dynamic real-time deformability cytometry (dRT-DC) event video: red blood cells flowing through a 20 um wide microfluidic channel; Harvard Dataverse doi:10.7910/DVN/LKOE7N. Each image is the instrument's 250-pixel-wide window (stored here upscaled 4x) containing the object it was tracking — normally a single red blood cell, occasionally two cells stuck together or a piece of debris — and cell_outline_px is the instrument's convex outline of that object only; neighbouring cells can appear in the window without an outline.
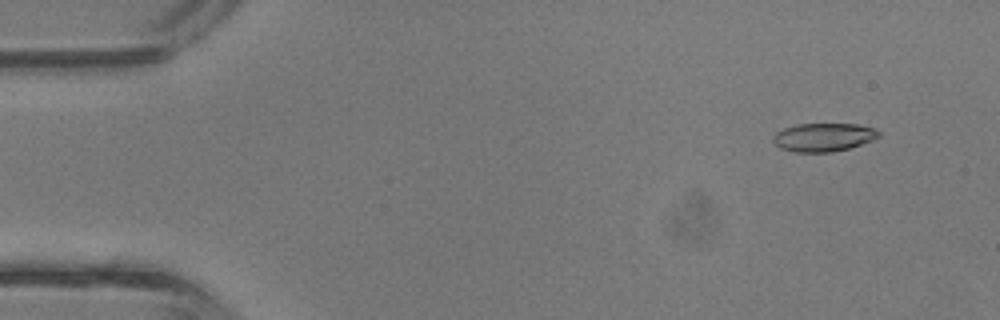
{"species": "common noctule bat (a hibernating species)", "species_latin": "Nyctalus noctula", "temperature_condition": "room temperature", "stored_images_in_passage": 4, "camera_frame_rate_fps": 3000, "um_per_image_px": 0.085, "animal": {"sex": "male", "body_mass_g": 13.3}, "frame": {"image": 1, "passage_image": 2, "time_ms": 0.333, "image_size_px": [1000, 320], "cell_outline_px": [[880, 136], [872, 140], [848, 148], [832, 152], [796, 152], [780, 148], [772, 140], [772, 136], [776, 132], [784, 128], [796, 124], [856, 124], [876, 128], [880, 132]], "centroid_in_image_um": [69.99, 11.66], "position_along_channel_um": 15.0, "area_um2": 17.46}}